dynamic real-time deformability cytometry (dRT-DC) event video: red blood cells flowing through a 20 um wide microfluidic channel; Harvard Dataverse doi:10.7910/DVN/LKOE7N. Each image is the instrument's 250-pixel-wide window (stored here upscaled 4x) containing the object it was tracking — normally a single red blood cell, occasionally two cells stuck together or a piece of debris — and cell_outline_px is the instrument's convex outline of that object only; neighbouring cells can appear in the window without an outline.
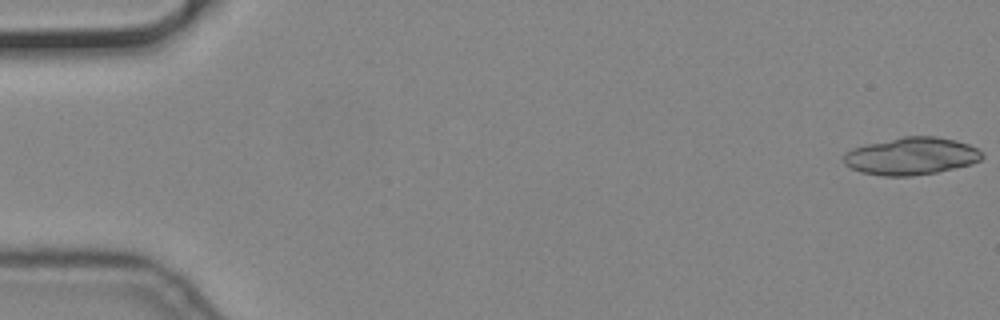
{"species": "common noctule bat (a hibernating species)", "species_latin": "Nyctalus noctula", "temperature_condition": "cold", "stored_images_in_passage": 21, "camera_frame_rate_fps": 3000, "um_per_image_px": 0.085, "animal": {"sex": "male", "body_mass_g": 19.2, "forearm_length_mm": 51.8}, "frame": {"image": 1, "passage_image": 1, "time_ms": 0.0, "image_size_px": [1000, 320], "cell_outline_px": [[984, 156], [980, 160], [972, 164], [936, 172], [912, 176], [884, 176], [860, 172], [844, 164], [844, 152], [852, 148], [868, 144], [904, 136], [936, 136], [956, 140], [968, 144], [976, 148]], "centroid_in_image_um": [77.45, 13.27], "position_along_channel_um": 7.5, "area_um2": 30.11}}
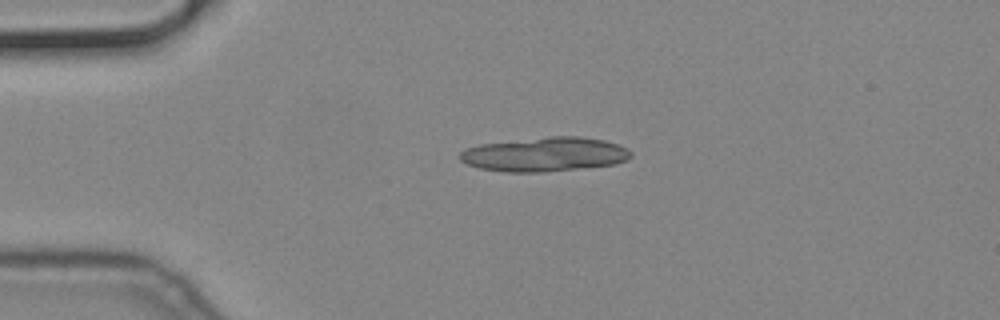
{"frame": {"image": 2, "passage_image": 13, "time_ms": 4.0, "image_size_px": [1000, 320], "cell_outline_px": [[632, 156], [628, 160], [616, 164], [540, 172], [504, 172], [480, 168], [468, 164], [460, 160], [460, 152], [468, 148], [480, 144], [548, 136], [580, 136], [604, 140], [628, 148], [632, 152]], "centroid_in_image_um": [46.34, 13.11], "position_along_channel_um": 38.7, "area_um2": 34.04}}